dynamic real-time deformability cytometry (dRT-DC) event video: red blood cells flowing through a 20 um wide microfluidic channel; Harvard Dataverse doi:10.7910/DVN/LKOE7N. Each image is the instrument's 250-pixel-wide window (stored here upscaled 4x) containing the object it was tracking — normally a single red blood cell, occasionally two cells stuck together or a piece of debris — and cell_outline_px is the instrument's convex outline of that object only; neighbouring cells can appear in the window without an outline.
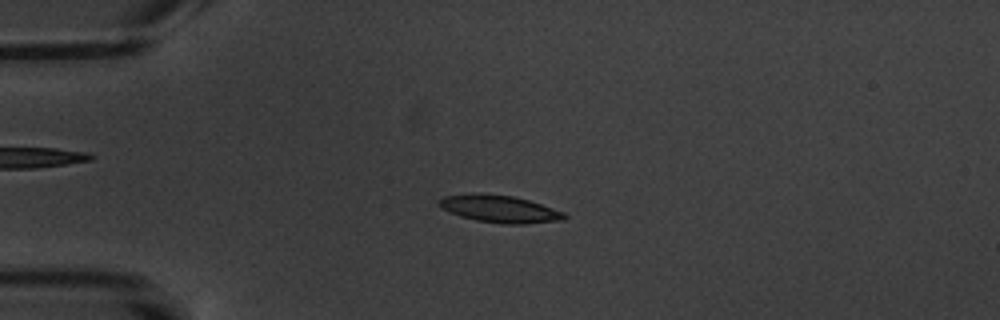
{"species": "common noctule bat (a hibernating species)", "species_latin": "Nyctalus noctula", "temperature_condition": "warm", "stored_images_in_passage": 6, "camera_frame_rate_fps": 3000, "um_per_image_px": 0.085, "animal": {"sex": "male", "body_mass_g": 20.1, "forearm_length_mm": 53.5}, "frame": {"image": 1, "passage_image": 4, "time_ms": 3.333, "image_size_px": [1000, 320], "cell_outline_px": [[568, 216], [564, 220], [524, 224], [504, 224], [476, 220], [460, 216], [436, 204], [436, 200], [444, 196], [512, 196], [528, 200], [564, 212]], "centroid_in_image_um": [42.55, 17.81], "position_along_channel_um": 42.5, "area_um2": 18.96}}